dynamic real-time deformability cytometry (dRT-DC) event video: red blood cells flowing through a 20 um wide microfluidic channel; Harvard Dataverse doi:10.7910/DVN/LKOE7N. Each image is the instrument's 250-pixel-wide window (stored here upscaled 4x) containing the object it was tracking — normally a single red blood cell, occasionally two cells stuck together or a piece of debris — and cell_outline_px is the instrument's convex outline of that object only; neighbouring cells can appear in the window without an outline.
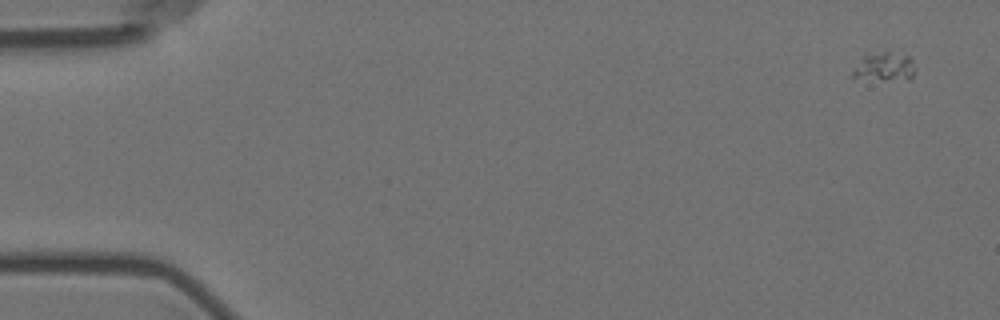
{"species": "Egyptian fruit bat (a non-hibernating species)", "species_latin": "Rousettus aegyptiacus", "temperature_condition": "room temperature", "stored_images_in_passage": 11, "camera_frame_rate_fps": 3000, "um_per_image_px": 0.085, "animal": {"sex": "female"}, "frame": {"image": 1, "passage_image": 1, "time_ms": 0.0, "image_size_px": [1000, 320], "cell_outline_px": [[916, 72], [912, 80], [908, 80], [852, 76], [852, 72], [864, 52], [888, 52], [908, 56], [912, 60]], "centroid_in_image_um": [75.22, 5.63], "position_along_channel_um": 9.8, "area_um2": 10.29}}
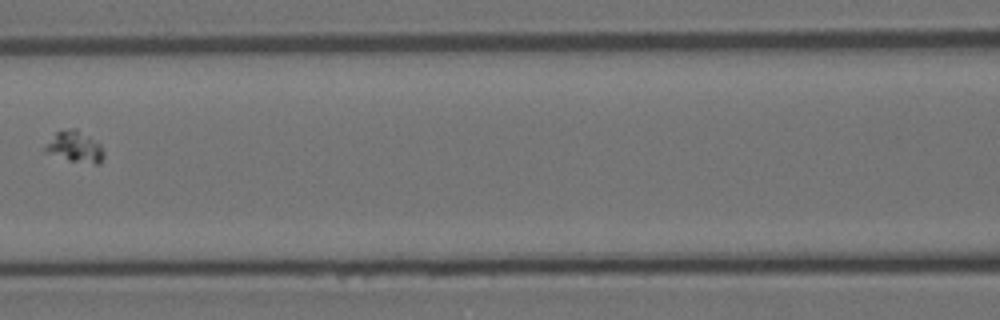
{"frame": {"image": 2, "passage_image": 7, "time_ms": 8.0, "image_size_px": [1000, 320], "cell_outline_px": [[104, 156], [100, 164], [96, 164], [68, 160], [44, 152], [44, 148], [56, 132], [72, 128], [76, 128], [100, 144], [104, 152]], "centroid_in_image_um": [6.38, 12.49], "position_along_channel_um": 160.2, "area_um2": 10.46}}
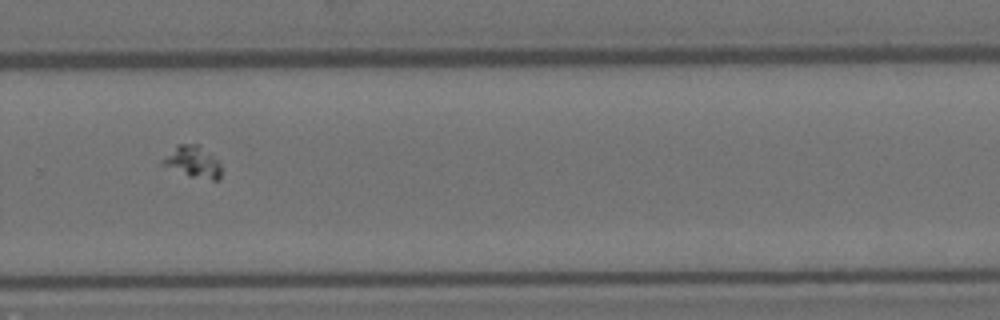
{"frame": {"image": 3, "passage_image": 11, "time_ms": 12.333, "image_size_px": [1000, 320], "cell_outline_px": [[220, 180], [212, 180], [192, 176], [160, 164], [160, 160], [176, 144], [196, 144], [216, 160], [220, 164]], "centroid_in_image_um": [16.34, 13.75], "position_along_channel_um": 313.5, "area_um2": 10.4}}